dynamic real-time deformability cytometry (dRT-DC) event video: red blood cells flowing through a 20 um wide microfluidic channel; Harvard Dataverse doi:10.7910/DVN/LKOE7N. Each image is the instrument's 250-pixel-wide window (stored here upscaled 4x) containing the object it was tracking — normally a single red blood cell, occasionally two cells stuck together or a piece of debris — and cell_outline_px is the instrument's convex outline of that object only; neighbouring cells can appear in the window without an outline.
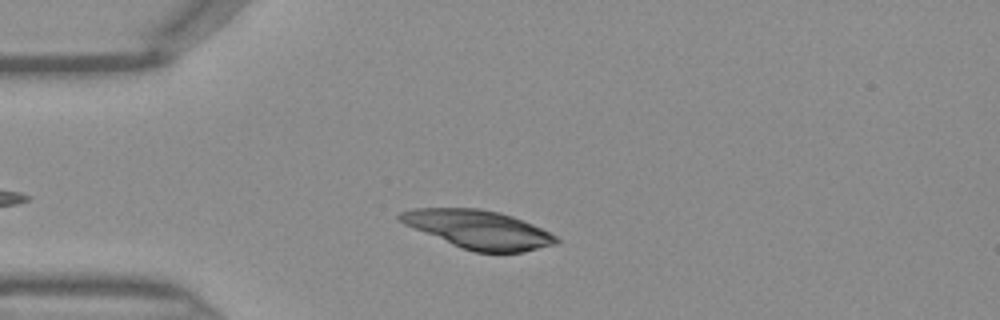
{"species": "Egyptian fruit bat (a non-hibernating species)", "species_latin": "Rousettus aegyptiacus", "temperature_condition": "warm", "stored_images_in_passage": 37, "camera_frame_rate_fps": 3000, "um_per_image_px": 0.085, "frame": {"image": 1, "passage_image": 6, "time_ms": 1.667, "image_size_px": [1000, 320], "cell_outline_px": [[560, 240], [556, 244], [524, 252], [476, 252], [460, 248], [404, 224], [396, 216], [400, 212], [412, 208], [480, 208], [500, 212], [512, 216], [532, 224], [556, 236]], "centroid_in_image_um": [40.65, 19.5], "position_along_channel_um": 44.3, "area_um2": 34.8}}
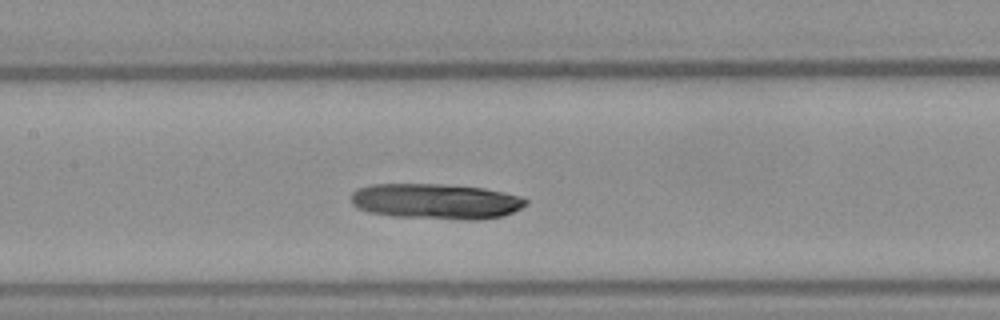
{"frame": {"image": 2, "passage_image": 16, "time_ms": 5.0, "image_size_px": [1000, 320], "cell_outline_px": [[528, 204], [504, 216], [480, 220], [468, 220], [392, 216], [368, 212], [352, 204], [352, 192], [360, 188], [372, 184], [440, 184], [484, 188], [504, 192], [520, 196], [528, 200]], "centroid_in_image_um": [37.09, 17.12], "position_along_channel_um": 170.3, "area_um2": 36.18}}
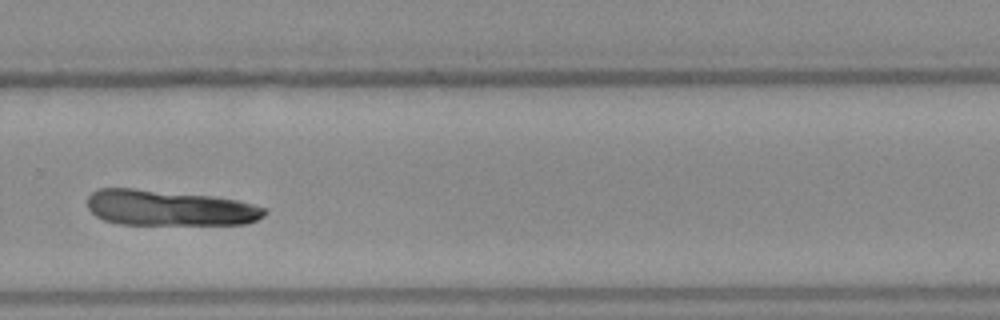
{"frame": {"image": 3, "passage_image": 26, "time_ms": 8.333, "image_size_px": [1000, 320], "cell_outline_px": [[268, 212], [264, 216], [248, 224], [120, 224], [104, 220], [96, 216], [88, 208], [88, 196], [92, 192], [100, 188], [136, 188], [212, 196], [236, 200], [268, 208]], "centroid_in_image_um": [14.41, 17.67], "position_along_channel_um": 315.4, "area_um2": 36.88}}